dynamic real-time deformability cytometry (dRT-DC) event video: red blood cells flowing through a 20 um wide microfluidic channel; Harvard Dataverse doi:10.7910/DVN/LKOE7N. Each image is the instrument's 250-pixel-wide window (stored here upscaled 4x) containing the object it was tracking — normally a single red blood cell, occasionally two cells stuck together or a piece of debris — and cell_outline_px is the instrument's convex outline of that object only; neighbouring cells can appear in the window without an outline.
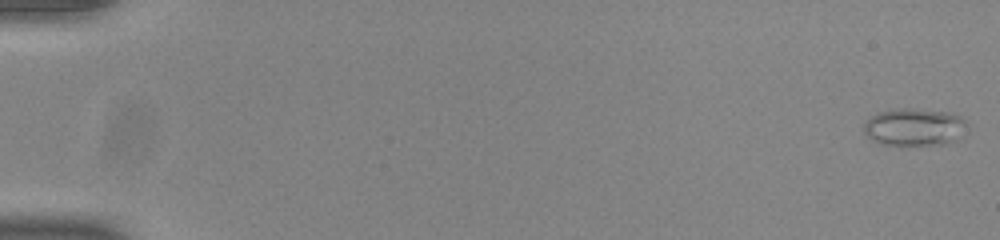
{"species": "common noctule bat (a hibernating species)", "species_latin": "Nyctalus noctula", "temperature_condition": "room temperature", "stored_images_in_passage": 17, "camera_frame_rate_fps": 3000, "um_per_image_px": 0.085, "animal": {"sex": "male", "body_mass_g": 20.0, "forearm_length_mm": 53.3}, "frame": {"image": 1, "passage_image": 1, "time_ms": 0.0, "image_size_px": [1000, 240], "cell_outline_px": [[964, 124], [956, 140], [944, 144], [884, 144], [868, 136], [864, 132], [864, 124], [872, 116], [880, 112], [896, 108], [912, 108], [948, 112], [960, 116], [964, 120]], "centroid_in_image_um": [77.69, 10.77], "position_along_channel_um": 7.3, "area_um2": 21.79}}
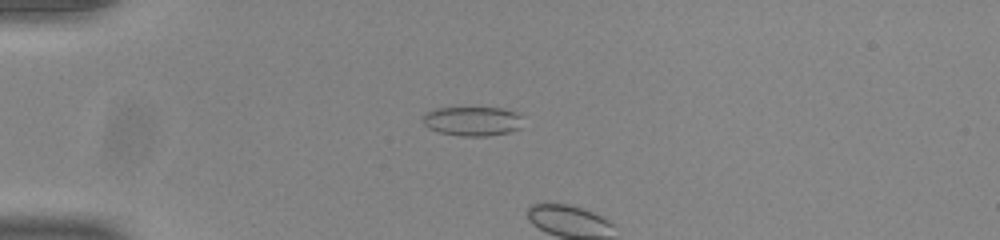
{"frame": {"image": 2, "passage_image": 15, "time_ms": 4.667, "image_size_px": [1000, 240], "cell_outline_px": [[520, 128], [508, 132], [488, 136], [460, 136], [440, 132], [428, 128], [424, 124], [424, 116], [428, 112], [436, 108], [500, 108], [516, 112], [520, 116]], "centroid_in_image_um": [40.15, 10.3], "position_along_channel_um": 44.9, "area_um2": 16.82}}